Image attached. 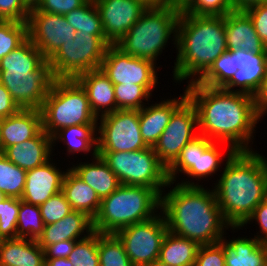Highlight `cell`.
<instances>
[{"instance_id":"484cf974","label":"cell","mask_w":267,"mask_h":266,"mask_svg":"<svg viewBox=\"0 0 267 266\" xmlns=\"http://www.w3.org/2000/svg\"><path fill=\"white\" fill-rule=\"evenodd\" d=\"M45 250L37 240H0V266H44Z\"/></svg>"},{"instance_id":"e0dca14e","label":"cell","mask_w":267,"mask_h":266,"mask_svg":"<svg viewBox=\"0 0 267 266\" xmlns=\"http://www.w3.org/2000/svg\"><path fill=\"white\" fill-rule=\"evenodd\" d=\"M106 40L115 45L138 21L147 7L138 0H94Z\"/></svg>"},{"instance_id":"d6986e66","label":"cell","mask_w":267,"mask_h":266,"mask_svg":"<svg viewBox=\"0 0 267 266\" xmlns=\"http://www.w3.org/2000/svg\"><path fill=\"white\" fill-rule=\"evenodd\" d=\"M47 161L26 173V182L21 200L40 206L53 195L62 191L66 171L59 170L54 163Z\"/></svg>"},{"instance_id":"681fc988","label":"cell","mask_w":267,"mask_h":266,"mask_svg":"<svg viewBox=\"0 0 267 266\" xmlns=\"http://www.w3.org/2000/svg\"><path fill=\"white\" fill-rule=\"evenodd\" d=\"M20 107L12 99L6 87L0 83V119L16 114Z\"/></svg>"},{"instance_id":"ac0fdd59","label":"cell","mask_w":267,"mask_h":266,"mask_svg":"<svg viewBox=\"0 0 267 266\" xmlns=\"http://www.w3.org/2000/svg\"><path fill=\"white\" fill-rule=\"evenodd\" d=\"M232 51L235 74L222 89L230 92H240L254 97L260 89L266 75L267 48L262 53L246 52L241 49ZM234 87H239L241 90H235Z\"/></svg>"},{"instance_id":"f35d334b","label":"cell","mask_w":267,"mask_h":266,"mask_svg":"<svg viewBox=\"0 0 267 266\" xmlns=\"http://www.w3.org/2000/svg\"><path fill=\"white\" fill-rule=\"evenodd\" d=\"M68 259L73 266H100L98 254V232L77 240Z\"/></svg>"},{"instance_id":"5b68a950","label":"cell","mask_w":267,"mask_h":266,"mask_svg":"<svg viewBox=\"0 0 267 266\" xmlns=\"http://www.w3.org/2000/svg\"><path fill=\"white\" fill-rule=\"evenodd\" d=\"M53 80L48 60L29 38L0 60V83L20 109H41Z\"/></svg>"},{"instance_id":"f546056e","label":"cell","mask_w":267,"mask_h":266,"mask_svg":"<svg viewBox=\"0 0 267 266\" xmlns=\"http://www.w3.org/2000/svg\"><path fill=\"white\" fill-rule=\"evenodd\" d=\"M97 126L98 124H84L62 128L52 136V146L60 140L67 145L68 154L93 150L92 155H97Z\"/></svg>"},{"instance_id":"8fae6325","label":"cell","mask_w":267,"mask_h":266,"mask_svg":"<svg viewBox=\"0 0 267 266\" xmlns=\"http://www.w3.org/2000/svg\"><path fill=\"white\" fill-rule=\"evenodd\" d=\"M98 120L97 152H129L148 147L141 135L139 110H116Z\"/></svg>"},{"instance_id":"e575fe53","label":"cell","mask_w":267,"mask_h":266,"mask_svg":"<svg viewBox=\"0 0 267 266\" xmlns=\"http://www.w3.org/2000/svg\"><path fill=\"white\" fill-rule=\"evenodd\" d=\"M26 173L3 154L0 155V191L6 197H15L20 199L26 182Z\"/></svg>"},{"instance_id":"74e56055","label":"cell","mask_w":267,"mask_h":266,"mask_svg":"<svg viewBox=\"0 0 267 266\" xmlns=\"http://www.w3.org/2000/svg\"><path fill=\"white\" fill-rule=\"evenodd\" d=\"M28 38L27 22L0 20V60Z\"/></svg>"},{"instance_id":"f907efd6","label":"cell","mask_w":267,"mask_h":266,"mask_svg":"<svg viewBox=\"0 0 267 266\" xmlns=\"http://www.w3.org/2000/svg\"><path fill=\"white\" fill-rule=\"evenodd\" d=\"M254 100L258 114L261 118L262 116L264 117V115L267 113V70L260 89L254 96Z\"/></svg>"},{"instance_id":"60d3db41","label":"cell","mask_w":267,"mask_h":266,"mask_svg":"<svg viewBox=\"0 0 267 266\" xmlns=\"http://www.w3.org/2000/svg\"><path fill=\"white\" fill-rule=\"evenodd\" d=\"M39 208L44 225L60 221L73 211L62 191L50 197Z\"/></svg>"},{"instance_id":"ffe728a7","label":"cell","mask_w":267,"mask_h":266,"mask_svg":"<svg viewBox=\"0 0 267 266\" xmlns=\"http://www.w3.org/2000/svg\"><path fill=\"white\" fill-rule=\"evenodd\" d=\"M181 96L144 106L139 110L142 139L148 147H154L167 127L173 112L188 98L186 89Z\"/></svg>"},{"instance_id":"ba28073f","label":"cell","mask_w":267,"mask_h":266,"mask_svg":"<svg viewBox=\"0 0 267 266\" xmlns=\"http://www.w3.org/2000/svg\"><path fill=\"white\" fill-rule=\"evenodd\" d=\"M40 110L50 137L68 126L98 123L86 91L75 79H54Z\"/></svg>"},{"instance_id":"3957f363","label":"cell","mask_w":267,"mask_h":266,"mask_svg":"<svg viewBox=\"0 0 267 266\" xmlns=\"http://www.w3.org/2000/svg\"><path fill=\"white\" fill-rule=\"evenodd\" d=\"M226 163L214 185L216 201L231 226H241L267 198V158L254 151L228 148Z\"/></svg>"},{"instance_id":"2e32d148","label":"cell","mask_w":267,"mask_h":266,"mask_svg":"<svg viewBox=\"0 0 267 266\" xmlns=\"http://www.w3.org/2000/svg\"><path fill=\"white\" fill-rule=\"evenodd\" d=\"M28 38L49 60L63 44L74 40L75 29L67 22L64 15L37 11L29 12Z\"/></svg>"},{"instance_id":"44dd1931","label":"cell","mask_w":267,"mask_h":266,"mask_svg":"<svg viewBox=\"0 0 267 266\" xmlns=\"http://www.w3.org/2000/svg\"><path fill=\"white\" fill-rule=\"evenodd\" d=\"M43 130L40 109H20L16 114L0 119L3 150L36 137Z\"/></svg>"},{"instance_id":"4fadbf2b","label":"cell","mask_w":267,"mask_h":266,"mask_svg":"<svg viewBox=\"0 0 267 266\" xmlns=\"http://www.w3.org/2000/svg\"><path fill=\"white\" fill-rule=\"evenodd\" d=\"M217 144L219 145V142H213L200 134L188 142L176 160L167 168L169 182L172 184L176 182L177 173H184L198 181L213 173L215 175V172L220 171L223 163L222 154L224 155Z\"/></svg>"},{"instance_id":"9f6ffc18","label":"cell","mask_w":267,"mask_h":266,"mask_svg":"<svg viewBox=\"0 0 267 266\" xmlns=\"http://www.w3.org/2000/svg\"><path fill=\"white\" fill-rule=\"evenodd\" d=\"M24 5L29 9L36 8L37 5L40 3L41 0H21Z\"/></svg>"},{"instance_id":"7c38bea8","label":"cell","mask_w":267,"mask_h":266,"mask_svg":"<svg viewBox=\"0 0 267 266\" xmlns=\"http://www.w3.org/2000/svg\"><path fill=\"white\" fill-rule=\"evenodd\" d=\"M132 224L115 234L124 245L125 252L133 266H144L159 258L163 240L168 232L163 214Z\"/></svg>"},{"instance_id":"bcb514c9","label":"cell","mask_w":267,"mask_h":266,"mask_svg":"<svg viewBox=\"0 0 267 266\" xmlns=\"http://www.w3.org/2000/svg\"><path fill=\"white\" fill-rule=\"evenodd\" d=\"M244 11L251 18L256 33L267 48V5L265 3L253 5Z\"/></svg>"},{"instance_id":"d4e9b609","label":"cell","mask_w":267,"mask_h":266,"mask_svg":"<svg viewBox=\"0 0 267 266\" xmlns=\"http://www.w3.org/2000/svg\"><path fill=\"white\" fill-rule=\"evenodd\" d=\"M52 150V137L42 130L34 138L7 147L3 155L21 169L29 171L49 161Z\"/></svg>"},{"instance_id":"c3c4849f","label":"cell","mask_w":267,"mask_h":266,"mask_svg":"<svg viewBox=\"0 0 267 266\" xmlns=\"http://www.w3.org/2000/svg\"><path fill=\"white\" fill-rule=\"evenodd\" d=\"M76 240H65L49 245L45 249V259L68 258Z\"/></svg>"},{"instance_id":"816d5d0a","label":"cell","mask_w":267,"mask_h":266,"mask_svg":"<svg viewBox=\"0 0 267 266\" xmlns=\"http://www.w3.org/2000/svg\"><path fill=\"white\" fill-rule=\"evenodd\" d=\"M235 10H245L253 5L265 3L266 0H231Z\"/></svg>"},{"instance_id":"7dc6e473","label":"cell","mask_w":267,"mask_h":266,"mask_svg":"<svg viewBox=\"0 0 267 266\" xmlns=\"http://www.w3.org/2000/svg\"><path fill=\"white\" fill-rule=\"evenodd\" d=\"M254 219L258 223L260 234L254 236V238L260 240L263 243H267V198H265L252 212V214L247 218V220L240 226L243 227L245 224L252 222Z\"/></svg>"},{"instance_id":"4316f807","label":"cell","mask_w":267,"mask_h":266,"mask_svg":"<svg viewBox=\"0 0 267 266\" xmlns=\"http://www.w3.org/2000/svg\"><path fill=\"white\" fill-rule=\"evenodd\" d=\"M91 163L81 162L70 169L102 200L111 195L121 184L115 173L99 155H93Z\"/></svg>"},{"instance_id":"1f68e13d","label":"cell","mask_w":267,"mask_h":266,"mask_svg":"<svg viewBox=\"0 0 267 266\" xmlns=\"http://www.w3.org/2000/svg\"><path fill=\"white\" fill-rule=\"evenodd\" d=\"M64 16L76 33L105 35L94 0H88L83 6L66 13Z\"/></svg>"},{"instance_id":"83f0119b","label":"cell","mask_w":267,"mask_h":266,"mask_svg":"<svg viewBox=\"0 0 267 266\" xmlns=\"http://www.w3.org/2000/svg\"><path fill=\"white\" fill-rule=\"evenodd\" d=\"M225 266H266L267 243L256 238H224Z\"/></svg>"},{"instance_id":"11a10c76","label":"cell","mask_w":267,"mask_h":266,"mask_svg":"<svg viewBox=\"0 0 267 266\" xmlns=\"http://www.w3.org/2000/svg\"><path fill=\"white\" fill-rule=\"evenodd\" d=\"M138 1L142 2L147 8L167 6V0H138Z\"/></svg>"},{"instance_id":"b9f144b4","label":"cell","mask_w":267,"mask_h":266,"mask_svg":"<svg viewBox=\"0 0 267 266\" xmlns=\"http://www.w3.org/2000/svg\"><path fill=\"white\" fill-rule=\"evenodd\" d=\"M235 10L231 0H193L182 12L192 15L225 16Z\"/></svg>"},{"instance_id":"836d02e7","label":"cell","mask_w":267,"mask_h":266,"mask_svg":"<svg viewBox=\"0 0 267 266\" xmlns=\"http://www.w3.org/2000/svg\"><path fill=\"white\" fill-rule=\"evenodd\" d=\"M44 230L39 206L20 199L17 219V238L38 240Z\"/></svg>"},{"instance_id":"7402d4cb","label":"cell","mask_w":267,"mask_h":266,"mask_svg":"<svg viewBox=\"0 0 267 266\" xmlns=\"http://www.w3.org/2000/svg\"><path fill=\"white\" fill-rule=\"evenodd\" d=\"M75 80L86 91L90 107L97 118L116 111L114 84L101 69L82 73Z\"/></svg>"},{"instance_id":"277c9868","label":"cell","mask_w":267,"mask_h":266,"mask_svg":"<svg viewBox=\"0 0 267 266\" xmlns=\"http://www.w3.org/2000/svg\"><path fill=\"white\" fill-rule=\"evenodd\" d=\"M174 81L197 82L226 50L225 16L192 15L181 11L176 34ZM192 77V78H191ZM195 77V78H194Z\"/></svg>"},{"instance_id":"f5cc1de1","label":"cell","mask_w":267,"mask_h":266,"mask_svg":"<svg viewBox=\"0 0 267 266\" xmlns=\"http://www.w3.org/2000/svg\"><path fill=\"white\" fill-rule=\"evenodd\" d=\"M44 266H73L68 258L45 259Z\"/></svg>"},{"instance_id":"52a82bcc","label":"cell","mask_w":267,"mask_h":266,"mask_svg":"<svg viewBox=\"0 0 267 266\" xmlns=\"http://www.w3.org/2000/svg\"><path fill=\"white\" fill-rule=\"evenodd\" d=\"M181 11L170 6L149 7L115 44L124 53L153 61L161 55L171 38L176 46L177 24ZM173 34V36H171Z\"/></svg>"},{"instance_id":"7bdbcfd3","label":"cell","mask_w":267,"mask_h":266,"mask_svg":"<svg viewBox=\"0 0 267 266\" xmlns=\"http://www.w3.org/2000/svg\"><path fill=\"white\" fill-rule=\"evenodd\" d=\"M193 266H225L224 239L214 244L200 245Z\"/></svg>"},{"instance_id":"db71d44e","label":"cell","mask_w":267,"mask_h":266,"mask_svg":"<svg viewBox=\"0 0 267 266\" xmlns=\"http://www.w3.org/2000/svg\"><path fill=\"white\" fill-rule=\"evenodd\" d=\"M193 0H167V5L183 11Z\"/></svg>"},{"instance_id":"7a4b0ae2","label":"cell","mask_w":267,"mask_h":266,"mask_svg":"<svg viewBox=\"0 0 267 266\" xmlns=\"http://www.w3.org/2000/svg\"><path fill=\"white\" fill-rule=\"evenodd\" d=\"M185 181V182H184ZM161 195V213L168 231L199 245L214 244L224 239V231L240 229L231 226L217 204L214 190L199 183L183 180ZM226 229V230H224Z\"/></svg>"},{"instance_id":"d6a6232c","label":"cell","mask_w":267,"mask_h":266,"mask_svg":"<svg viewBox=\"0 0 267 266\" xmlns=\"http://www.w3.org/2000/svg\"><path fill=\"white\" fill-rule=\"evenodd\" d=\"M100 266H133L121 240L114 233L98 232Z\"/></svg>"},{"instance_id":"6f0895ef","label":"cell","mask_w":267,"mask_h":266,"mask_svg":"<svg viewBox=\"0 0 267 266\" xmlns=\"http://www.w3.org/2000/svg\"><path fill=\"white\" fill-rule=\"evenodd\" d=\"M144 266H171V265L166 264V263H164V262H162V261L157 259L156 261H153L150 264H147V265H144Z\"/></svg>"},{"instance_id":"8992f818","label":"cell","mask_w":267,"mask_h":266,"mask_svg":"<svg viewBox=\"0 0 267 266\" xmlns=\"http://www.w3.org/2000/svg\"><path fill=\"white\" fill-rule=\"evenodd\" d=\"M160 209L161 196L153 188L121 184L101 200L93 228L99 233L115 234L124 227L153 218Z\"/></svg>"},{"instance_id":"cb8c5ba5","label":"cell","mask_w":267,"mask_h":266,"mask_svg":"<svg viewBox=\"0 0 267 266\" xmlns=\"http://www.w3.org/2000/svg\"><path fill=\"white\" fill-rule=\"evenodd\" d=\"M225 32L228 50L241 49L262 53L266 49L255 31L251 18L244 10H233L225 15Z\"/></svg>"},{"instance_id":"ab89813d","label":"cell","mask_w":267,"mask_h":266,"mask_svg":"<svg viewBox=\"0 0 267 266\" xmlns=\"http://www.w3.org/2000/svg\"><path fill=\"white\" fill-rule=\"evenodd\" d=\"M20 199L6 197L0 202V240L17 238V219Z\"/></svg>"},{"instance_id":"d590c367","label":"cell","mask_w":267,"mask_h":266,"mask_svg":"<svg viewBox=\"0 0 267 266\" xmlns=\"http://www.w3.org/2000/svg\"><path fill=\"white\" fill-rule=\"evenodd\" d=\"M234 74L233 51L226 50L213 62L209 70L196 83L212 88H222Z\"/></svg>"},{"instance_id":"f6af8a7d","label":"cell","mask_w":267,"mask_h":266,"mask_svg":"<svg viewBox=\"0 0 267 266\" xmlns=\"http://www.w3.org/2000/svg\"><path fill=\"white\" fill-rule=\"evenodd\" d=\"M88 0H41L37 11L65 15L83 6Z\"/></svg>"},{"instance_id":"30bf717a","label":"cell","mask_w":267,"mask_h":266,"mask_svg":"<svg viewBox=\"0 0 267 266\" xmlns=\"http://www.w3.org/2000/svg\"><path fill=\"white\" fill-rule=\"evenodd\" d=\"M105 35L76 33L48 60L54 79H75L78 75L100 69L108 46Z\"/></svg>"},{"instance_id":"680465c9","label":"cell","mask_w":267,"mask_h":266,"mask_svg":"<svg viewBox=\"0 0 267 266\" xmlns=\"http://www.w3.org/2000/svg\"><path fill=\"white\" fill-rule=\"evenodd\" d=\"M4 152L2 142H1V137H0V155H2Z\"/></svg>"},{"instance_id":"4dcf8cb0","label":"cell","mask_w":267,"mask_h":266,"mask_svg":"<svg viewBox=\"0 0 267 266\" xmlns=\"http://www.w3.org/2000/svg\"><path fill=\"white\" fill-rule=\"evenodd\" d=\"M199 246L193 240L168 231L163 240L158 260L171 266H193Z\"/></svg>"},{"instance_id":"91938a15","label":"cell","mask_w":267,"mask_h":266,"mask_svg":"<svg viewBox=\"0 0 267 266\" xmlns=\"http://www.w3.org/2000/svg\"><path fill=\"white\" fill-rule=\"evenodd\" d=\"M6 196L0 191V202H2Z\"/></svg>"},{"instance_id":"5bb4252c","label":"cell","mask_w":267,"mask_h":266,"mask_svg":"<svg viewBox=\"0 0 267 266\" xmlns=\"http://www.w3.org/2000/svg\"><path fill=\"white\" fill-rule=\"evenodd\" d=\"M156 64L148 59L124 53L116 45H109L100 69L115 84L142 85L151 95L159 83ZM157 83V84H156Z\"/></svg>"},{"instance_id":"9c48e42d","label":"cell","mask_w":267,"mask_h":266,"mask_svg":"<svg viewBox=\"0 0 267 266\" xmlns=\"http://www.w3.org/2000/svg\"><path fill=\"white\" fill-rule=\"evenodd\" d=\"M97 155L108 164L120 184L153 188L160 196L164 188H170L172 184L167 167L159 160L153 147L129 152H97Z\"/></svg>"},{"instance_id":"6da1fadb","label":"cell","mask_w":267,"mask_h":266,"mask_svg":"<svg viewBox=\"0 0 267 266\" xmlns=\"http://www.w3.org/2000/svg\"><path fill=\"white\" fill-rule=\"evenodd\" d=\"M185 89L197 110L200 135L213 142L228 143V148L235 151H253L248 144L261 119L253 96L196 82Z\"/></svg>"},{"instance_id":"9a60e30c","label":"cell","mask_w":267,"mask_h":266,"mask_svg":"<svg viewBox=\"0 0 267 266\" xmlns=\"http://www.w3.org/2000/svg\"><path fill=\"white\" fill-rule=\"evenodd\" d=\"M198 114L195 105L187 98L172 114L164 132L153 149L159 160L168 168L180 155L185 145L199 135Z\"/></svg>"},{"instance_id":"8d00e7d4","label":"cell","mask_w":267,"mask_h":266,"mask_svg":"<svg viewBox=\"0 0 267 266\" xmlns=\"http://www.w3.org/2000/svg\"><path fill=\"white\" fill-rule=\"evenodd\" d=\"M116 110H140L152 96L142 85L115 84Z\"/></svg>"},{"instance_id":"f1b7e54d","label":"cell","mask_w":267,"mask_h":266,"mask_svg":"<svg viewBox=\"0 0 267 266\" xmlns=\"http://www.w3.org/2000/svg\"><path fill=\"white\" fill-rule=\"evenodd\" d=\"M62 192L73 210L83 212L92 219L97 216L101 206L100 198L70 168L66 170L64 175Z\"/></svg>"},{"instance_id":"ee69618b","label":"cell","mask_w":267,"mask_h":266,"mask_svg":"<svg viewBox=\"0 0 267 266\" xmlns=\"http://www.w3.org/2000/svg\"><path fill=\"white\" fill-rule=\"evenodd\" d=\"M29 12L21 0H0V20L27 22Z\"/></svg>"},{"instance_id":"603a6c76","label":"cell","mask_w":267,"mask_h":266,"mask_svg":"<svg viewBox=\"0 0 267 266\" xmlns=\"http://www.w3.org/2000/svg\"><path fill=\"white\" fill-rule=\"evenodd\" d=\"M93 232V219L83 212L73 210L60 221L44 225L43 233L37 242L45 250L51 244L65 240H81Z\"/></svg>"}]
</instances>
